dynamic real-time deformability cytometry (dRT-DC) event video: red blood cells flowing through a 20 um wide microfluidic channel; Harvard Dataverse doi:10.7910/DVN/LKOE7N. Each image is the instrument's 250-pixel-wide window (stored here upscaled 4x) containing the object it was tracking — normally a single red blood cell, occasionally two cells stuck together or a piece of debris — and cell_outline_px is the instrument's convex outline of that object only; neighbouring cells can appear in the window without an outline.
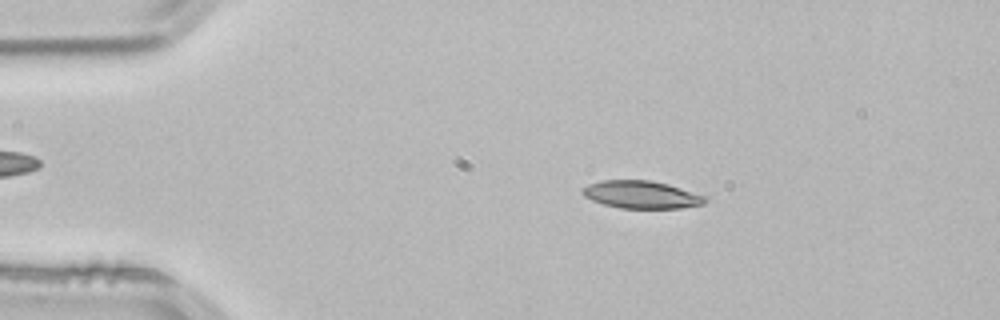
{"species": "common noctule bat (a hibernating species)", "species_latin": "Nyctalus noctula", "temperature_condition": "room temperature", "stored_images_in_passage": 52, "camera_frame_rate_fps": 3000, "um_per_image_px": 0.085, "animal": {"sex": "male", "body_mass_g": 21.5, "forearm_length_mm": 52.0}, "frame": {"image": 1, "passage_image": 9, "time_ms": 2.667, "image_size_px": [1000, 320], "cell_outline_px": [[708, 200], [704, 204], [680, 208], [620, 208], [604, 204], [592, 200], [584, 196], [580, 192], [588, 184], [600, 180], [652, 180], [668, 184], [708, 196]], "centroid_in_image_um": [54.55, 16.54], "position_along_channel_um": 30.5, "area_um2": 19.88}}
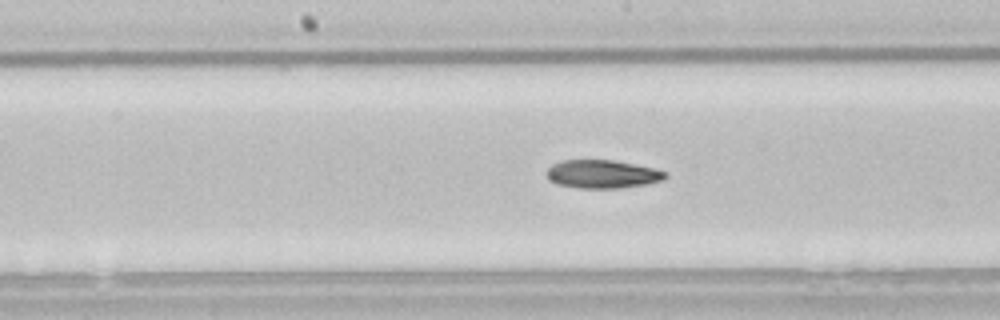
{"frame": {"image": 2, "passage_image": 26, "time_ms": 8.333, "image_size_px": [1000, 320], "cell_outline_px": [[668, 176], [660, 180], [644, 184], [620, 188], [580, 188], [556, 184], [548, 180], [548, 168], [552, 164], [564, 160], [612, 160], [652, 168], [668, 172]], "centroid_in_image_um": [51.17, 14.8], "position_along_channel_um": 197.0, "area_um2": 19.31}}
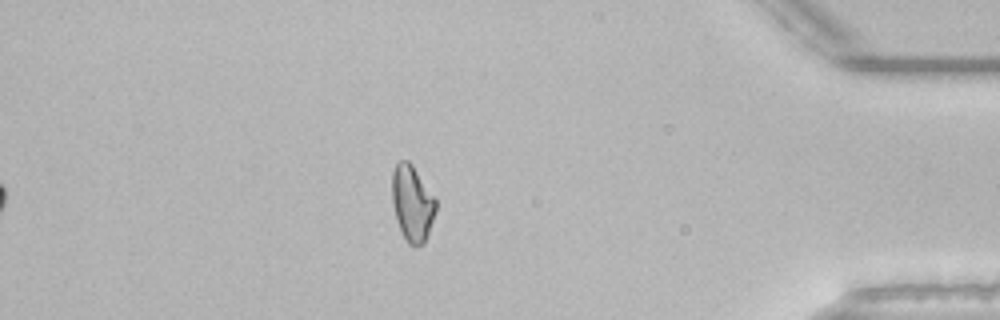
{"frame": {"image": 3, "passage_image": 45, "time_ms": 14.667, "image_size_px": [1000, 320], "cell_outline_px": [[436, 212], [424, 244], [416, 248], [412, 248], [404, 240], [400, 232], [396, 220], [392, 200], [392, 172], [396, 164], [400, 160], [408, 160], [412, 164], [436, 200]], "centroid_in_image_um": [35.03, 17.34], "position_along_channel_um": 400.2, "area_um2": 19.65}, "authors_computed_cell_mechanics": {"area_um2": 19.6809, "velocity_mm_per_s": 3.8432, "shape_relaxation_time_tau1_ms": 7.3674, "shape_relaxation_time_tau2_ms": null, "deformation_change_tau1": 0.1895, "deformation_change_tau2": null}}